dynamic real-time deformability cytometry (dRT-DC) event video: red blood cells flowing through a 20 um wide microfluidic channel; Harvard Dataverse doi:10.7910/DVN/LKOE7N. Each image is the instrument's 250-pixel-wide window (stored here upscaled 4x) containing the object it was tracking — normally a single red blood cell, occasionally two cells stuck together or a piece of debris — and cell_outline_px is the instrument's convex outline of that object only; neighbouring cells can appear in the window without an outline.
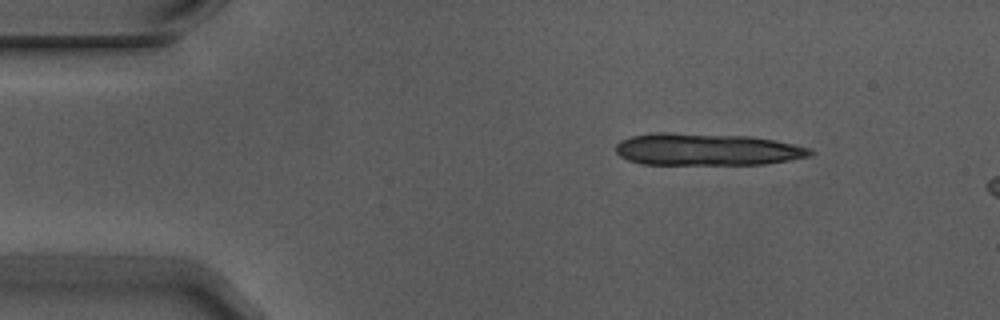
{"species": "Egyptian fruit bat (a non-hibernating species)", "species_latin": "Rousettus aegyptiacus", "temperature_condition": "warm", "stored_images_in_passage": 3, "camera_frame_rate_fps": 3000, "um_per_image_px": 0.085, "animal": {"sex": "male"}, "frame": {"image": 1, "passage_image": 1, "time_ms": 0.0, "image_size_px": [1000, 320], "cell_outline_px": [[816, 152], [808, 156], [788, 160], [764, 164], [644, 164], [628, 160], [620, 156], [616, 152], [616, 144], [620, 140], [632, 136], [656, 132], [668, 132], [752, 136], [812, 148]], "centroid_in_image_um": [60.06, 12.69], "position_along_channel_um": 24.9, "area_um2": 36.36}}